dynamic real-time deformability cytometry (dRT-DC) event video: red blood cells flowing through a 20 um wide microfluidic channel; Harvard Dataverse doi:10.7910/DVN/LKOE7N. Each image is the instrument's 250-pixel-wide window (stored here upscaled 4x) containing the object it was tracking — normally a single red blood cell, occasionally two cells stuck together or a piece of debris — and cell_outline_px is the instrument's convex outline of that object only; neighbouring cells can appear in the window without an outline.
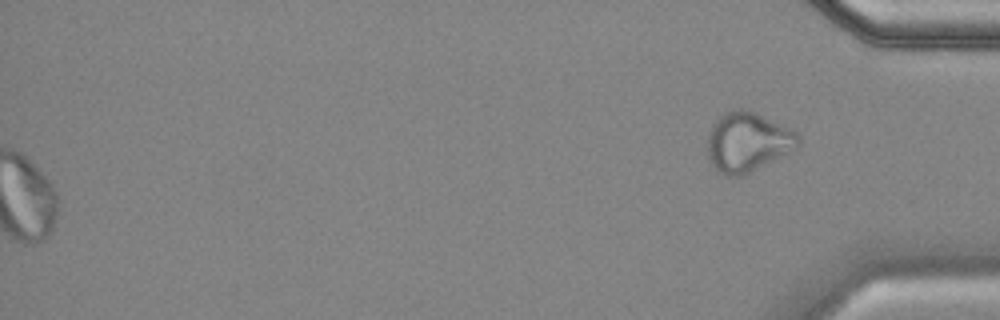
{"species": "common noctule bat (a hibernating species)", "species_latin": "Nyctalus noctula", "temperature_condition": "cold", "stored_images_in_passage": 47, "camera_frame_rate_fps": 3000, "um_per_image_px": 0.085, "animal": {"sex": "female", "body_mass_g": 18.4}, "frame": {"image": 1, "passage_image": 47, "time_ms": 15.333, "image_size_px": [1000, 320], "cell_outline_px": [[800, 144], [796, 148], [740, 176], [724, 176], [716, 172], [712, 168], [708, 160], [708, 132], [712, 124], [720, 116], [736, 108], [748, 108], [796, 132], [800, 136]], "centroid_in_image_um": [63.49, 12.06], "position_along_channel_um": 371.7, "area_um2": 31.39}, "authors_computed_cell_mechanics": {"area_um2": 29.8248, "velocity_mm_per_s": 3.4871, "shape_relaxation_time_tau1_ms": null, "shape_relaxation_time_tau2_ms": 1.921, "deformation_change_tau1": null, "deformation_change_tau2": 0.0745}}